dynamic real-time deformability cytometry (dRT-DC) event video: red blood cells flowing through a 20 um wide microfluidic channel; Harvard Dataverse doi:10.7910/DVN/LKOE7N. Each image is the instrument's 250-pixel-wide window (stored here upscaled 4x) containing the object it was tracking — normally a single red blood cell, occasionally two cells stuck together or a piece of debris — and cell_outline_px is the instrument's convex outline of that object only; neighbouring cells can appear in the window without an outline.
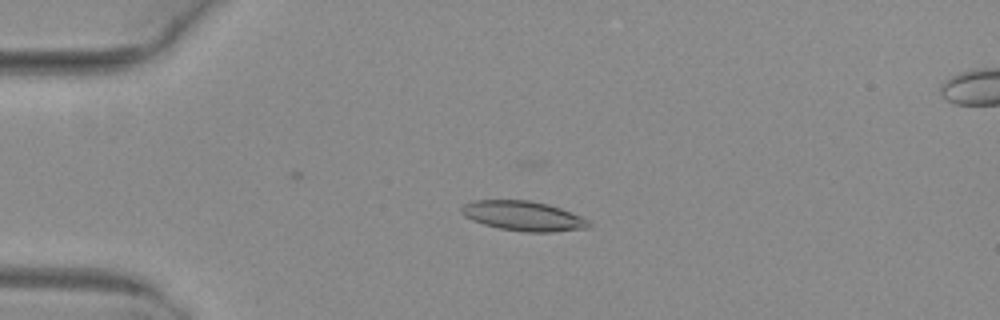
{"species": "common noctule bat (a hibernating species)", "species_latin": "Nyctalus noctula", "temperature_condition": "warm", "stored_images_in_passage": 34, "camera_frame_rate_fps": 3000, "um_per_image_px": 0.085, "animal": {"sex": "female", "body_mass_g": 29.2, "forearm_length_mm": 56.3}, "frame": {"image": 1, "passage_image": 12, "time_ms": 3.667, "image_size_px": [1000, 320], "cell_outline_px": [[592, 224], [588, 228], [552, 232], [524, 232], [500, 228], [484, 224], [472, 220], [464, 216], [460, 212], [460, 208], [464, 204], [472, 200], [528, 200], [548, 204], [572, 212], [588, 220]], "centroid_in_image_um": [44.47, 18.35], "position_along_channel_um": 40.5, "area_um2": 22.14}}
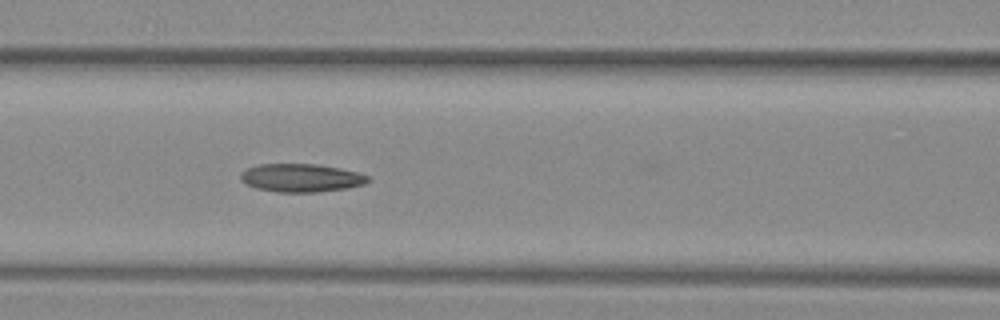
{"frame": {"image": 2, "passage_image": 22, "time_ms": 7.0, "image_size_px": [1000, 320], "cell_outline_px": [[372, 180], [364, 184], [348, 188], [320, 192], [276, 192], [256, 188], [244, 184], [240, 180], [240, 172], [256, 164], [316, 164], [340, 168], [356, 172], [368, 176]], "centroid_in_image_um": [25.57, 15.12], "position_along_channel_um": 141.0, "area_um2": 21.15}}
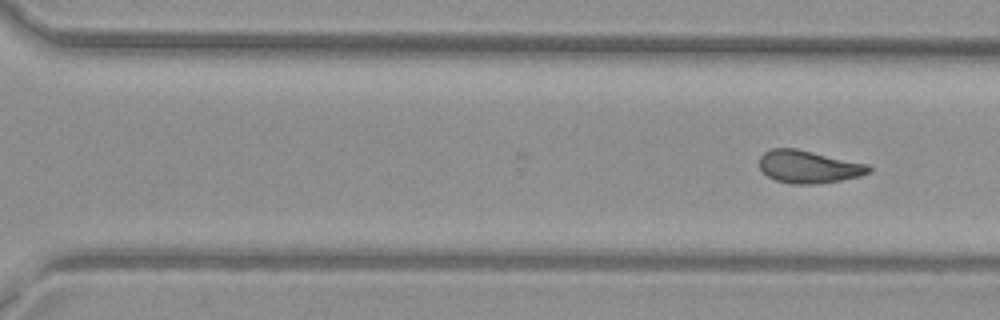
{"frame": {"image": 3, "passage_image": 34, "time_ms": 11.0, "image_size_px": [1000, 320], "cell_outline_px": [[872, 172], [860, 176], [840, 180], [816, 184], [796, 184], [776, 180], [768, 176], [760, 168], [760, 156], [764, 152], [772, 148], [796, 148], [868, 164], [872, 168]], "centroid_in_image_um": [68.75, 14.17], "position_along_channel_um": 301.8, "area_um2": 20.75}}